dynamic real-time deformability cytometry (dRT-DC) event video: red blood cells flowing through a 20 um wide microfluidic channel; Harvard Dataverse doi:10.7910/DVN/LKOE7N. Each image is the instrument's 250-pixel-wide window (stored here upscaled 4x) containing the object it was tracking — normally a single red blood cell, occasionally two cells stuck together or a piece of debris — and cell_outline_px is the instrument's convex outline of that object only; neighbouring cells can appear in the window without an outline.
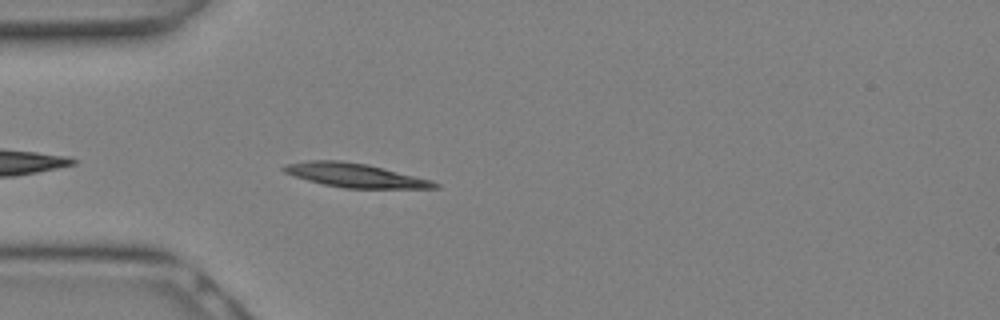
{"species": "Egyptian fruit bat (a non-hibernating species)", "species_latin": "Rousettus aegyptiacus", "temperature_condition": "warm", "stored_images_in_passage": 9, "camera_frame_rate_fps": 3000, "um_per_image_px": 0.085, "animal": {"sex": "female"}, "frame": {"image": 1, "passage_image": 7, "time_ms": 2.0, "image_size_px": [1000, 320], "cell_outline_px": [[440, 188], [344, 188], [324, 184], [308, 180], [284, 172], [280, 168], [284, 164], [312, 160], [340, 160], [368, 164], [432, 180], [440, 184]], "centroid_in_image_um": [30.19, 14.89], "position_along_channel_um": 54.8, "area_um2": 20.98}}